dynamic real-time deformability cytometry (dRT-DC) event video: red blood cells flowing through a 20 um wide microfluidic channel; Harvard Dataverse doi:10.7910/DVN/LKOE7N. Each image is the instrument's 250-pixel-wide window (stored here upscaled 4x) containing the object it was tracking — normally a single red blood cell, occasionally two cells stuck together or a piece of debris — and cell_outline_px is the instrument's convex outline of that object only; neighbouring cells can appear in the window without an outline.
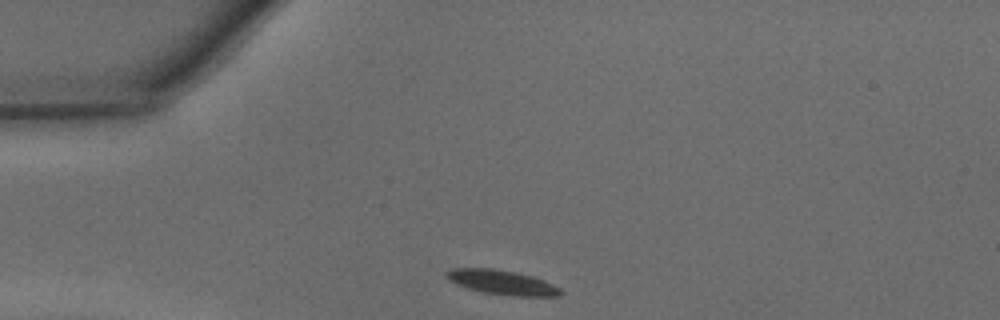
{"species": "common noctule bat (a hibernating species)", "species_latin": "Nyctalus noctula", "temperature_condition": "warm", "stored_images_in_passage": 26, "camera_frame_rate_fps": 3000, "um_per_image_px": 0.085, "animal": {"sex": "male", "body_mass_g": 15.6}, "frame": {"image": 1, "passage_image": 1, "time_ms": 0.0, "image_size_px": [1000, 320], "cell_outline_px": [[564, 292], [560, 296], [516, 296], [484, 292], [468, 288], [456, 284], [448, 280], [444, 276], [444, 272], [452, 268], [492, 268], [516, 272], [532, 276], [544, 280], [560, 288]], "centroid_in_image_um": [42.65, 23.99], "position_along_channel_um": 42.3, "area_um2": 16.36}}
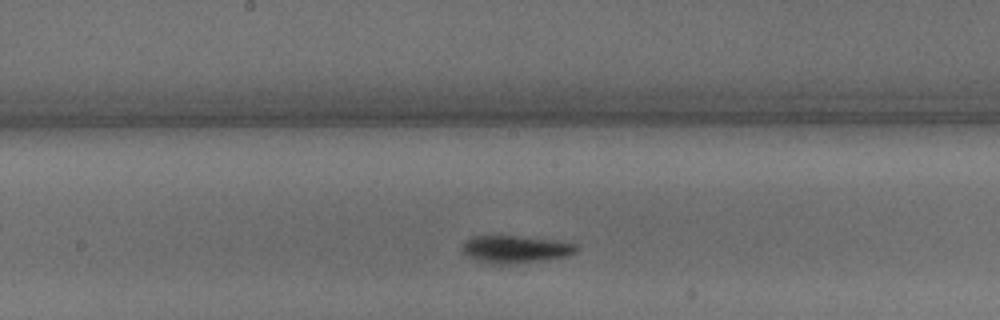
{"frame": {"image": 2, "passage_image": 14, "time_ms": 4.333, "image_size_px": [1000, 320], "cell_outline_px": [[580, 248], [576, 252], [568, 256], [544, 260], [504, 264], [500, 264], [480, 260], [468, 256], [464, 252], [464, 240], [472, 236], [512, 236], [556, 240], [576, 244]], "centroid_in_image_um": [43.88, 21.17], "position_along_channel_um": 204.3, "area_um2": 17.86}}
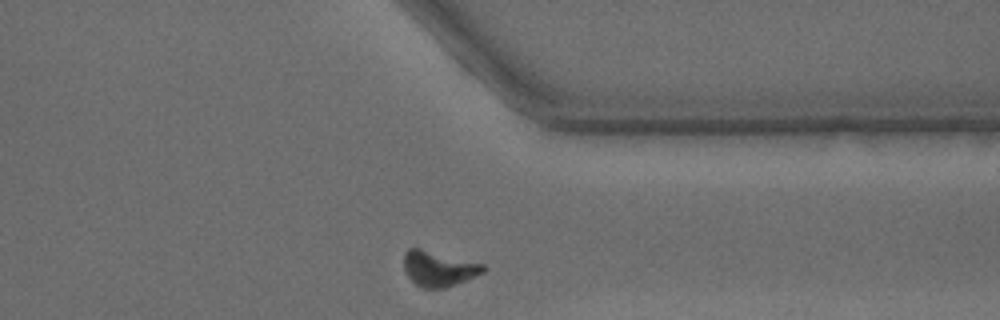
{"frame": {"image": 3, "passage_image": 26, "time_ms": 8.333, "image_size_px": [1000, 320], "cell_outline_px": [[484, 272], [456, 284], [444, 288], [420, 288], [408, 276], [404, 268], [404, 252], [408, 248], [420, 248], [484, 264]], "centroid_in_image_um": [37.26, 22.83], "position_along_channel_um": 374.1, "area_um2": 16.18}, "authors_computed_cell_mechanics": {"area_um2": 17.4267, "velocity_mm_per_s": 4.3208, "shape_relaxation_time_tau1_ms": 1.313, "shape_relaxation_time_tau2_ms": null, "deformation_change_tau1": 0.1211, "deformation_change_tau2": null}}